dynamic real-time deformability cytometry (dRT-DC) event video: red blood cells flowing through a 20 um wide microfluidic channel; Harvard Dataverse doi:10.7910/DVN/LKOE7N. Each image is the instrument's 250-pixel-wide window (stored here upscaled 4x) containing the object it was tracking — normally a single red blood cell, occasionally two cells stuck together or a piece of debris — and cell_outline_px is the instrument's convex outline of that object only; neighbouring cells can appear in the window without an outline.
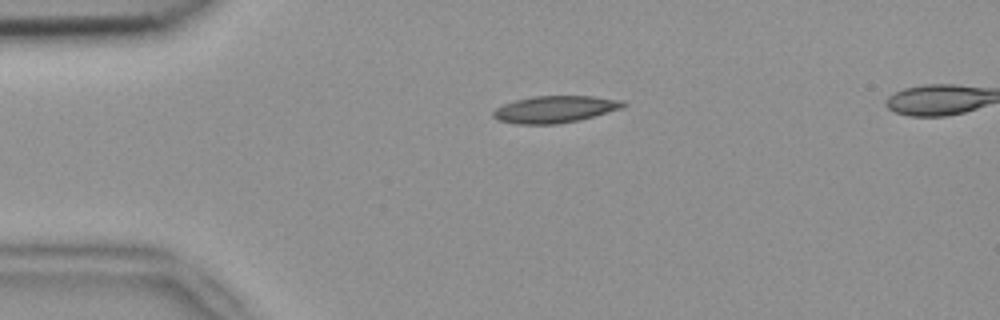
{"species": "common noctule bat (a hibernating species)", "species_latin": "Nyctalus noctula", "temperature_condition": "room temperature", "stored_images_in_passage": 2, "camera_frame_rate_fps": 3000, "um_per_image_px": 0.085, "animal": {"sex": "female", "body_mass_g": 18.4}, "frame": {"image": 1, "passage_image": 2, "time_ms": 0.333, "image_size_px": [1000, 320], "cell_outline_px": [[628, 104], [624, 108], [580, 120], [556, 124], [516, 124], [496, 120], [492, 116], [492, 112], [496, 108], [504, 104], [516, 100], [532, 96], [592, 96], [624, 100]], "centroid_in_image_um": [47.2, 9.29], "position_along_channel_um": 37.8, "area_um2": 20.63}}